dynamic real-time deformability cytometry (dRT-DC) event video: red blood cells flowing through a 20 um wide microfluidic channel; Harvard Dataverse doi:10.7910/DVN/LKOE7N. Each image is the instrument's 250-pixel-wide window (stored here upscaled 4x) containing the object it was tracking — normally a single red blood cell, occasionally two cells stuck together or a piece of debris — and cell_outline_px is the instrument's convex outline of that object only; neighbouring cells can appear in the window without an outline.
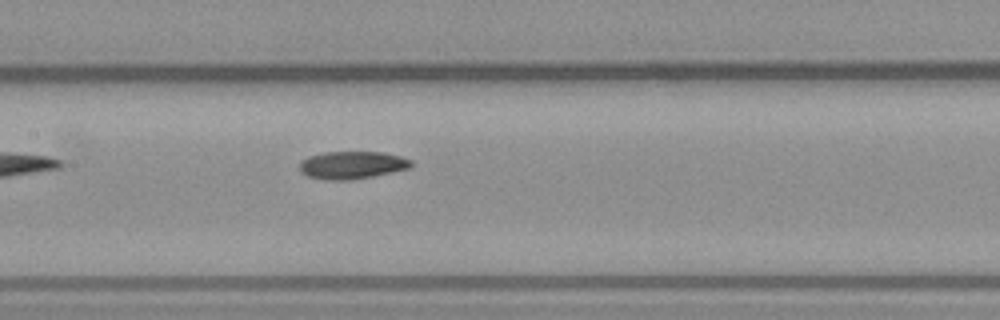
{"species": "common noctule bat (a hibernating species)", "species_latin": "Nyctalus noctula", "temperature_condition": "warm", "stored_images_in_passage": 7, "camera_frame_rate_fps": 3000, "um_per_image_px": 0.085, "animal": {"sex": "male", "body_mass_g": 23.1, "forearm_length_mm": 52.7}, "frame": {"image": 1, "passage_image": 7, "time_ms": 7.333, "image_size_px": [1000, 320], "cell_outline_px": [[412, 164], [408, 168], [392, 172], [352, 180], [324, 180], [308, 176], [300, 172], [300, 164], [308, 156], [324, 152], [380, 152], [400, 156], [412, 160]], "centroid_in_image_um": [29.91, 14.03], "position_along_channel_um": 177.5, "area_um2": 17.86}}